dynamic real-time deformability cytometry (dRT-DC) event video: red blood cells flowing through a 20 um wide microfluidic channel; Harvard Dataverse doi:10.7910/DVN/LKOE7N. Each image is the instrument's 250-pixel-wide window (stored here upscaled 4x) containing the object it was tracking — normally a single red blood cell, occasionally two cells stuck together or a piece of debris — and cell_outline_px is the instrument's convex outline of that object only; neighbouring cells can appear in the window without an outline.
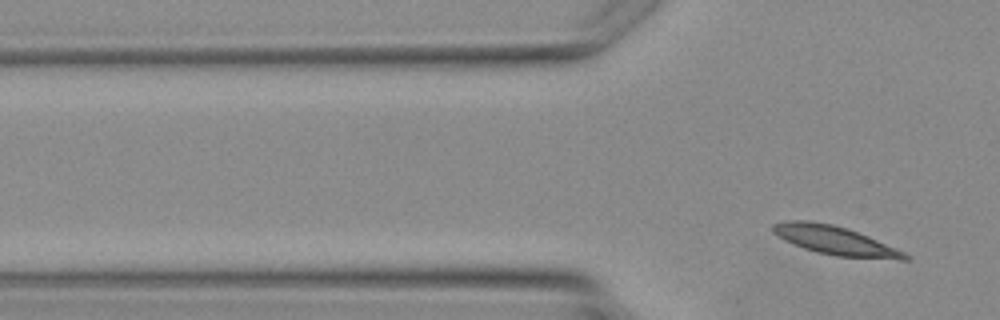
{"species": "Egyptian fruit bat (a non-hibernating species)", "species_latin": "Rousettus aegyptiacus", "temperature_condition": "warm", "stored_images_in_passage": 5, "segment_of_instrument_passage": [3, 3], "camera_frame_rate_fps": 3000, "um_per_image_px": 0.085, "animal": {"sex": "female"}, "frame": {"image": 1, "passage_image": 5, "time_ms": 4.667, "image_size_px": [1000, 320], "cell_outline_px": [[912, 260], [900, 260], [836, 256], [816, 252], [792, 244], [776, 236], [768, 228], [772, 224], [788, 220], [808, 220], [832, 224], [868, 236], [904, 252], [912, 256]], "centroid_in_image_um": [70.94, 20.44], "position_along_channel_um": 54.9, "area_um2": 22.25}}